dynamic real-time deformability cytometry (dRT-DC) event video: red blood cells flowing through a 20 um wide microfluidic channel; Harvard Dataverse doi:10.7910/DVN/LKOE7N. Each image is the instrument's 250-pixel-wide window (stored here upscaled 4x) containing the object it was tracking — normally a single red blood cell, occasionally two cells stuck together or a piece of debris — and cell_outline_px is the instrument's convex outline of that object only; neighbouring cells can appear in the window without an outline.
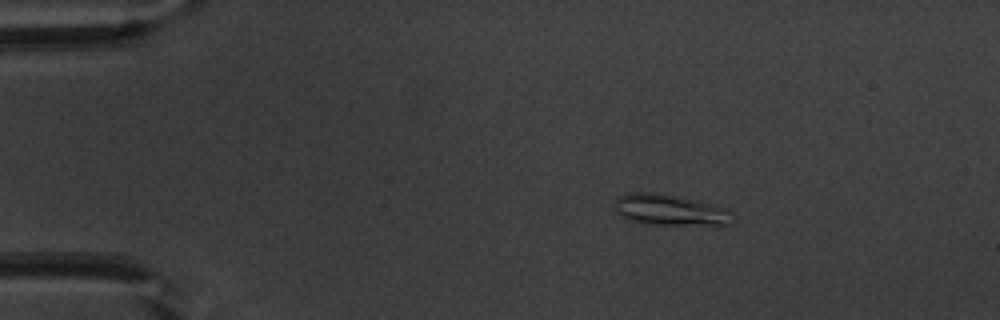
{"species": "common noctule bat (a hibernating species)", "species_latin": "Nyctalus noctula", "temperature_condition": "warm", "stored_images_in_passage": 45, "camera_frame_rate_fps": 3000, "um_per_image_px": 0.085, "animal": {"sex": "male", "body_mass_g": 20.1, "forearm_length_mm": 53.5}, "frame": {"image": 1, "passage_image": 1, "time_ms": 0.0, "image_size_px": [1000, 320], "cell_outline_px": [[732, 224], [644, 224], [620, 216], [616, 212], [616, 200], [620, 196], [632, 192], [652, 192], [700, 200], [724, 208], [732, 212]], "centroid_in_image_um": [56.94, 17.84], "position_along_channel_um": 28.1, "area_um2": 20.98}}
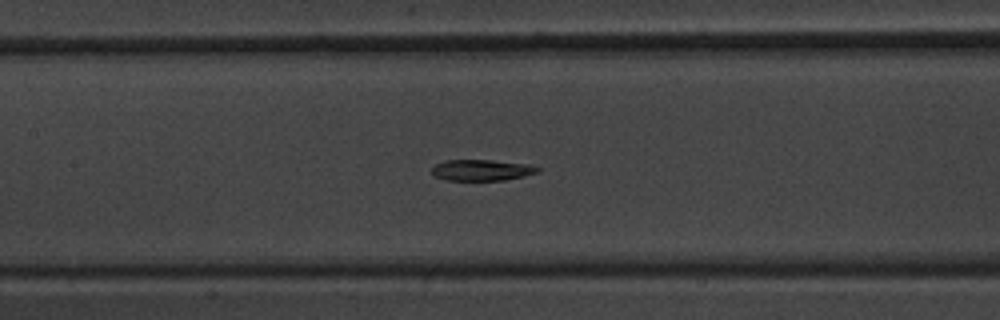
{"frame": {"image": 2, "passage_image": 17, "time_ms": 5.333, "image_size_px": [1000, 320], "cell_outline_px": [[540, 172], [524, 176], [504, 180], [448, 180], [436, 176], [432, 172], [432, 168], [436, 164], [444, 160], [492, 160], [532, 164], [540, 168]], "centroid_in_image_um": [41.01, 14.45], "position_along_channel_um": 166.4, "area_um2": 13.06}}
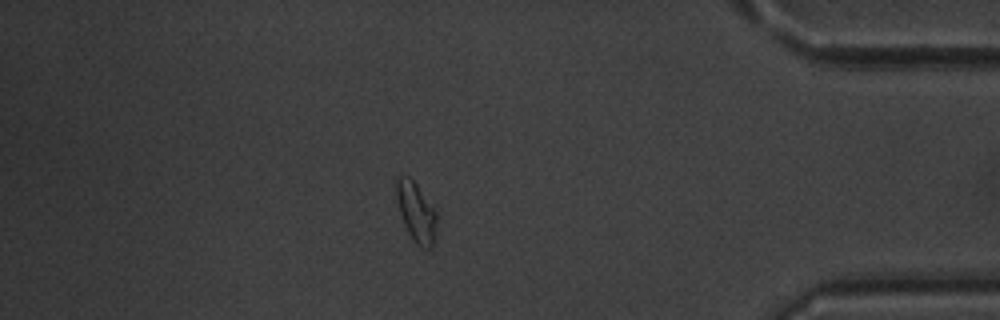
{"frame": {"image": 3, "passage_image": 38, "time_ms": 12.333, "image_size_px": [1000, 320], "cell_outline_px": [[440, 208], [432, 248], [420, 248], [416, 244], [408, 232], [404, 224], [400, 212], [396, 196], [396, 180], [400, 176], [408, 176]], "centroid_in_image_um": [35.46, 18.02], "position_along_channel_um": 399.7, "area_um2": 14.62}, "authors_computed_cell_mechanics": {"area_um2": 14.2766, "velocity_mm_per_s": 3.8069, "shape_relaxation_time_tau1_ms": null, "shape_relaxation_time_tau2_ms": 6.25, "deformation_change_tau1": null, "deformation_change_tau2": 0.1158}}